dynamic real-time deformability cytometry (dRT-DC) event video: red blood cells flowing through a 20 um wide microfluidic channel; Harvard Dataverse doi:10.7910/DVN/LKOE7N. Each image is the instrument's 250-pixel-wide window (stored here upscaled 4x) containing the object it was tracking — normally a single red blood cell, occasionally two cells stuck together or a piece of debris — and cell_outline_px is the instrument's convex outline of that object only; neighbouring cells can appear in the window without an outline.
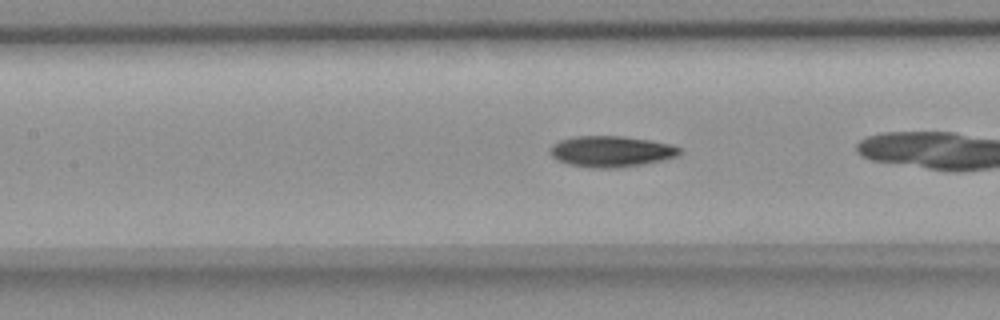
{"species": "common noctule bat (a hibernating species)", "species_latin": "Nyctalus noctula", "temperature_condition": "room temperature", "stored_images_in_passage": 15, "camera_frame_rate_fps": 3000, "um_per_image_px": 0.085, "animal": {"sex": "female", "body_mass_g": 18.4}, "frame": {"image": 1, "passage_image": 7, "time_ms": 2.0, "image_size_px": [1000, 320], "cell_outline_px": [[680, 152], [676, 156], [664, 160], [644, 164], [616, 168], [588, 168], [568, 164], [556, 160], [548, 152], [548, 148], [552, 144], [560, 140], [576, 136], [620, 136], [648, 140], [672, 144], [680, 148]], "centroid_in_image_um": [51.89, 12.88], "position_along_channel_um": 155.5, "area_um2": 23.58}}
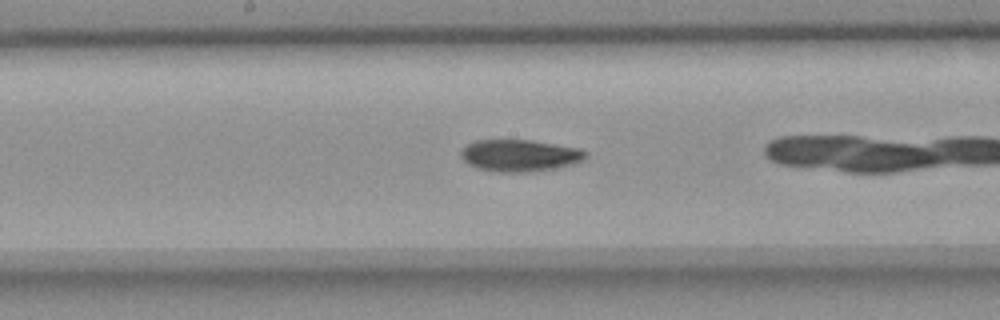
{"frame": {"image": 2, "passage_image": 11, "time_ms": 3.333, "image_size_px": [1000, 320], "cell_outline_px": [[588, 156], [584, 160], [572, 164], [556, 168], [532, 172], [500, 172], [476, 168], [468, 164], [460, 156], [460, 152], [468, 144], [476, 140], [532, 140], [580, 148], [588, 152]], "centroid_in_image_um": [44.21, 13.22], "position_along_channel_um": 204.0, "area_um2": 23.35}}